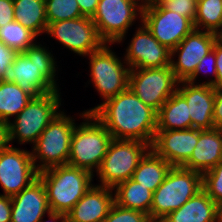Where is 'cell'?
Returning a JSON list of instances; mask_svg holds the SVG:
<instances>
[{
	"label": "cell",
	"mask_w": 222,
	"mask_h": 222,
	"mask_svg": "<svg viewBox=\"0 0 222 222\" xmlns=\"http://www.w3.org/2000/svg\"><path fill=\"white\" fill-rule=\"evenodd\" d=\"M92 113L110 132L113 139L136 140L151 146L157 112L144 104L129 88L92 109Z\"/></svg>",
	"instance_id": "1"
},
{
	"label": "cell",
	"mask_w": 222,
	"mask_h": 222,
	"mask_svg": "<svg viewBox=\"0 0 222 222\" xmlns=\"http://www.w3.org/2000/svg\"><path fill=\"white\" fill-rule=\"evenodd\" d=\"M53 54L35 43L24 53H17L9 68L7 80L16 83L33 98L59 90Z\"/></svg>",
	"instance_id": "2"
},
{
	"label": "cell",
	"mask_w": 222,
	"mask_h": 222,
	"mask_svg": "<svg viewBox=\"0 0 222 222\" xmlns=\"http://www.w3.org/2000/svg\"><path fill=\"white\" fill-rule=\"evenodd\" d=\"M94 174L70 165L48 168L38 173L47 192L50 211L67 215L93 186Z\"/></svg>",
	"instance_id": "3"
},
{
	"label": "cell",
	"mask_w": 222,
	"mask_h": 222,
	"mask_svg": "<svg viewBox=\"0 0 222 222\" xmlns=\"http://www.w3.org/2000/svg\"><path fill=\"white\" fill-rule=\"evenodd\" d=\"M81 114L85 122L75 125L67 164L93 174L94 168L99 169L113 137L92 113Z\"/></svg>",
	"instance_id": "4"
},
{
	"label": "cell",
	"mask_w": 222,
	"mask_h": 222,
	"mask_svg": "<svg viewBox=\"0 0 222 222\" xmlns=\"http://www.w3.org/2000/svg\"><path fill=\"white\" fill-rule=\"evenodd\" d=\"M201 189V173L173 166L163 183L153 192L150 219L162 221Z\"/></svg>",
	"instance_id": "5"
},
{
	"label": "cell",
	"mask_w": 222,
	"mask_h": 222,
	"mask_svg": "<svg viewBox=\"0 0 222 222\" xmlns=\"http://www.w3.org/2000/svg\"><path fill=\"white\" fill-rule=\"evenodd\" d=\"M75 125L74 119L61 111L42 131L31 152L38 172L54 166L67 165Z\"/></svg>",
	"instance_id": "6"
},
{
	"label": "cell",
	"mask_w": 222,
	"mask_h": 222,
	"mask_svg": "<svg viewBox=\"0 0 222 222\" xmlns=\"http://www.w3.org/2000/svg\"><path fill=\"white\" fill-rule=\"evenodd\" d=\"M59 90L32 98L27 106L9 122V142L18 139L19 144L37 141L42 131L61 110ZM59 110V112H58Z\"/></svg>",
	"instance_id": "7"
},
{
	"label": "cell",
	"mask_w": 222,
	"mask_h": 222,
	"mask_svg": "<svg viewBox=\"0 0 222 222\" xmlns=\"http://www.w3.org/2000/svg\"><path fill=\"white\" fill-rule=\"evenodd\" d=\"M150 145L136 140L113 139L98 170L100 186L115 188L131 179Z\"/></svg>",
	"instance_id": "8"
},
{
	"label": "cell",
	"mask_w": 222,
	"mask_h": 222,
	"mask_svg": "<svg viewBox=\"0 0 222 222\" xmlns=\"http://www.w3.org/2000/svg\"><path fill=\"white\" fill-rule=\"evenodd\" d=\"M142 10L143 3L140 0H99L91 19L100 38L111 46L125 39L126 32L138 15L142 18Z\"/></svg>",
	"instance_id": "9"
},
{
	"label": "cell",
	"mask_w": 222,
	"mask_h": 222,
	"mask_svg": "<svg viewBox=\"0 0 222 222\" xmlns=\"http://www.w3.org/2000/svg\"><path fill=\"white\" fill-rule=\"evenodd\" d=\"M90 77L97 92L107 100L128 89L130 67L124 66L121 58L105 43L99 50L91 52ZM127 67V68H126Z\"/></svg>",
	"instance_id": "10"
},
{
	"label": "cell",
	"mask_w": 222,
	"mask_h": 222,
	"mask_svg": "<svg viewBox=\"0 0 222 222\" xmlns=\"http://www.w3.org/2000/svg\"><path fill=\"white\" fill-rule=\"evenodd\" d=\"M178 84L171 66L130 69L128 88L156 112L177 91Z\"/></svg>",
	"instance_id": "11"
},
{
	"label": "cell",
	"mask_w": 222,
	"mask_h": 222,
	"mask_svg": "<svg viewBox=\"0 0 222 222\" xmlns=\"http://www.w3.org/2000/svg\"><path fill=\"white\" fill-rule=\"evenodd\" d=\"M46 33L80 56H88L105 44L93 20L86 16L49 23Z\"/></svg>",
	"instance_id": "12"
},
{
	"label": "cell",
	"mask_w": 222,
	"mask_h": 222,
	"mask_svg": "<svg viewBox=\"0 0 222 222\" xmlns=\"http://www.w3.org/2000/svg\"><path fill=\"white\" fill-rule=\"evenodd\" d=\"M31 152L10 145L0 153V185L5 196L13 197L38 178Z\"/></svg>",
	"instance_id": "13"
},
{
	"label": "cell",
	"mask_w": 222,
	"mask_h": 222,
	"mask_svg": "<svg viewBox=\"0 0 222 222\" xmlns=\"http://www.w3.org/2000/svg\"><path fill=\"white\" fill-rule=\"evenodd\" d=\"M141 22L157 41L174 49L193 29V22L164 6L143 7Z\"/></svg>",
	"instance_id": "14"
},
{
	"label": "cell",
	"mask_w": 222,
	"mask_h": 222,
	"mask_svg": "<svg viewBox=\"0 0 222 222\" xmlns=\"http://www.w3.org/2000/svg\"><path fill=\"white\" fill-rule=\"evenodd\" d=\"M216 39L215 33L194 28L171 50L170 66L179 82L187 81L194 74L200 60L213 49ZM175 53L178 61L173 60Z\"/></svg>",
	"instance_id": "15"
},
{
	"label": "cell",
	"mask_w": 222,
	"mask_h": 222,
	"mask_svg": "<svg viewBox=\"0 0 222 222\" xmlns=\"http://www.w3.org/2000/svg\"><path fill=\"white\" fill-rule=\"evenodd\" d=\"M128 45L123 61L131 69L170 66L171 50L160 44L143 23Z\"/></svg>",
	"instance_id": "16"
},
{
	"label": "cell",
	"mask_w": 222,
	"mask_h": 222,
	"mask_svg": "<svg viewBox=\"0 0 222 222\" xmlns=\"http://www.w3.org/2000/svg\"><path fill=\"white\" fill-rule=\"evenodd\" d=\"M199 140V129L156 130L150 149L172 166H182Z\"/></svg>",
	"instance_id": "17"
},
{
	"label": "cell",
	"mask_w": 222,
	"mask_h": 222,
	"mask_svg": "<svg viewBox=\"0 0 222 222\" xmlns=\"http://www.w3.org/2000/svg\"><path fill=\"white\" fill-rule=\"evenodd\" d=\"M177 91L187 102L191 128L199 130L215 128L213 122L215 88L213 86L181 81L178 84Z\"/></svg>",
	"instance_id": "18"
},
{
	"label": "cell",
	"mask_w": 222,
	"mask_h": 222,
	"mask_svg": "<svg viewBox=\"0 0 222 222\" xmlns=\"http://www.w3.org/2000/svg\"><path fill=\"white\" fill-rule=\"evenodd\" d=\"M11 202V222H40L50 212L46 188L39 177L11 197Z\"/></svg>",
	"instance_id": "19"
},
{
	"label": "cell",
	"mask_w": 222,
	"mask_h": 222,
	"mask_svg": "<svg viewBox=\"0 0 222 222\" xmlns=\"http://www.w3.org/2000/svg\"><path fill=\"white\" fill-rule=\"evenodd\" d=\"M112 190L93 184L66 215L67 222H103L115 202Z\"/></svg>",
	"instance_id": "20"
},
{
	"label": "cell",
	"mask_w": 222,
	"mask_h": 222,
	"mask_svg": "<svg viewBox=\"0 0 222 222\" xmlns=\"http://www.w3.org/2000/svg\"><path fill=\"white\" fill-rule=\"evenodd\" d=\"M220 161H222V129L199 130L198 143L182 167L203 175Z\"/></svg>",
	"instance_id": "21"
},
{
	"label": "cell",
	"mask_w": 222,
	"mask_h": 222,
	"mask_svg": "<svg viewBox=\"0 0 222 222\" xmlns=\"http://www.w3.org/2000/svg\"><path fill=\"white\" fill-rule=\"evenodd\" d=\"M161 222H220V207L202 188Z\"/></svg>",
	"instance_id": "22"
},
{
	"label": "cell",
	"mask_w": 222,
	"mask_h": 222,
	"mask_svg": "<svg viewBox=\"0 0 222 222\" xmlns=\"http://www.w3.org/2000/svg\"><path fill=\"white\" fill-rule=\"evenodd\" d=\"M191 128V118L185 98L176 91L157 112L156 130H186Z\"/></svg>",
	"instance_id": "23"
},
{
	"label": "cell",
	"mask_w": 222,
	"mask_h": 222,
	"mask_svg": "<svg viewBox=\"0 0 222 222\" xmlns=\"http://www.w3.org/2000/svg\"><path fill=\"white\" fill-rule=\"evenodd\" d=\"M172 167L150 149L140 160L132 179L154 192L163 183Z\"/></svg>",
	"instance_id": "24"
},
{
	"label": "cell",
	"mask_w": 222,
	"mask_h": 222,
	"mask_svg": "<svg viewBox=\"0 0 222 222\" xmlns=\"http://www.w3.org/2000/svg\"><path fill=\"white\" fill-rule=\"evenodd\" d=\"M113 190L115 191L114 201L117 205L142 211L148 214L150 218L153 198V192L151 190L135 182L132 178L118 184Z\"/></svg>",
	"instance_id": "25"
},
{
	"label": "cell",
	"mask_w": 222,
	"mask_h": 222,
	"mask_svg": "<svg viewBox=\"0 0 222 222\" xmlns=\"http://www.w3.org/2000/svg\"><path fill=\"white\" fill-rule=\"evenodd\" d=\"M14 20L32 31L37 37L46 33L45 0H13Z\"/></svg>",
	"instance_id": "26"
},
{
	"label": "cell",
	"mask_w": 222,
	"mask_h": 222,
	"mask_svg": "<svg viewBox=\"0 0 222 222\" xmlns=\"http://www.w3.org/2000/svg\"><path fill=\"white\" fill-rule=\"evenodd\" d=\"M33 97L23 91L16 83L0 79V121L9 123L17 116Z\"/></svg>",
	"instance_id": "27"
},
{
	"label": "cell",
	"mask_w": 222,
	"mask_h": 222,
	"mask_svg": "<svg viewBox=\"0 0 222 222\" xmlns=\"http://www.w3.org/2000/svg\"><path fill=\"white\" fill-rule=\"evenodd\" d=\"M35 38L37 36L32 31L15 20L0 27V41L16 53H24L33 46Z\"/></svg>",
	"instance_id": "28"
},
{
	"label": "cell",
	"mask_w": 222,
	"mask_h": 222,
	"mask_svg": "<svg viewBox=\"0 0 222 222\" xmlns=\"http://www.w3.org/2000/svg\"><path fill=\"white\" fill-rule=\"evenodd\" d=\"M193 25L195 29H204V31L216 34L222 27V0H202L198 2Z\"/></svg>",
	"instance_id": "29"
},
{
	"label": "cell",
	"mask_w": 222,
	"mask_h": 222,
	"mask_svg": "<svg viewBox=\"0 0 222 222\" xmlns=\"http://www.w3.org/2000/svg\"><path fill=\"white\" fill-rule=\"evenodd\" d=\"M47 23L83 17L76 0H45Z\"/></svg>",
	"instance_id": "30"
},
{
	"label": "cell",
	"mask_w": 222,
	"mask_h": 222,
	"mask_svg": "<svg viewBox=\"0 0 222 222\" xmlns=\"http://www.w3.org/2000/svg\"><path fill=\"white\" fill-rule=\"evenodd\" d=\"M202 188L219 206H222V161L202 175Z\"/></svg>",
	"instance_id": "31"
},
{
	"label": "cell",
	"mask_w": 222,
	"mask_h": 222,
	"mask_svg": "<svg viewBox=\"0 0 222 222\" xmlns=\"http://www.w3.org/2000/svg\"><path fill=\"white\" fill-rule=\"evenodd\" d=\"M149 220L148 214L121 207L114 202L103 222H148Z\"/></svg>",
	"instance_id": "32"
},
{
	"label": "cell",
	"mask_w": 222,
	"mask_h": 222,
	"mask_svg": "<svg viewBox=\"0 0 222 222\" xmlns=\"http://www.w3.org/2000/svg\"><path fill=\"white\" fill-rule=\"evenodd\" d=\"M167 10L189 18L194 22L197 14L196 0H171L163 5Z\"/></svg>",
	"instance_id": "33"
},
{
	"label": "cell",
	"mask_w": 222,
	"mask_h": 222,
	"mask_svg": "<svg viewBox=\"0 0 222 222\" xmlns=\"http://www.w3.org/2000/svg\"><path fill=\"white\" fill-rule=\"evenodd\" d=\"M212 67H208L210 66ZM205 67V68H204ZM211 70L209 71L212 75H214V79L208 80L206 82L200 83V84H207L213 86L214 83L216 82V77H217V69H216V55L213 50H211L207 55H205L201 60L200 63L197 65L194 74L187 80V82L195 84V80L198 77L199 73L203 72L207 73V69Z\"/></svg>",
	"instance_id": "34"
},
{
	"label": "cell",
	"mask_w": 222,
	"mask_h": 222,
	"mask_svg": "<svg viewBox=\"0 0 222 222\" xmlns=\"http://www.w3.org/2000/svg\"><path fill=\"white\" fill-rule=\"evenodd\" d=\"M17 53L0 41V79H7L9 68Z\"/></svg>",
	"instance_id": "35"
},
{
	"label": "cell",
	"mask_w": 222,
	"mask_h": 222,
	"mask_svg": "<svg viewBox=\"0 0 222 222\" xmlns=\"http://www.w3.org/2000/svg\"><path fill=\"white\" fill-rule=\"evenodd\" d=\"M14 21L13 0H0V27Z\"/></svg>",
	"instance_id": "36"
},
{
	"label": "cell",
	"mask_w": 222,
	"mask_h": 222,
	"mask_svg": "<svg viewBox=\"0 0 222 222\" xmlns=\"http://www.w3.org/2000/svg\"><path fill=\"white\" fill-rule=\"evenodd\" d=\"M213 122L215 128L222 129V88H215Z\"/></svg>",
	"instance_id": "37"
},
{
	"label": "cell",
	"mask_w": 222,
	"mask_h": 222,
	"mask_svg": "<svg viewBox=\"0 0 222 222\" xmlns=\"http://www.w3.org/2000/svg\"><path fill=\"white\" fill-rule=\"evenodd\" d=\"M216 55V69L217 77L216 82L214 83V88H222V42L216 39L213 49Z\"/></svg>",
	"instance_id": "38"
},
{
	"label": "cell",
	"mask_w": 222,
	"mask_h": 222,
	"mask_svg": "<svg viewBox=\"0 0 222 222\" xmlns=\"http://www.w3.org/2000/svg\"><path fill=\"white\" fill-rule=\"evenodd\" d=\"M11 197L0 194V222H11Z\"/></svg>",
	"instance_id": "39"
},
{
	"label": "cell",
	"mask_w": 222,
	"mask_h": 222,
	"mask_svg": "<svg viewBox=\"0 0 222 222\" xmlns=\"http://www.w3.org/2000/svg\"><path fill=\"white\" fill-rule=\"evenodd\" d=\"M83 16L92 18L97 10L99 0H76Z\"/></svg>",
	"instance_id": "40"
},
{
	"label": "cell",
	"mask_w": 222,
	"mask_h": 222,
	"mask_svg": "<svg viewBox=\"0 0 222 222\" xmlns=\"http://www.w3.org/2000/svg\"><path fill=\"white\" fill-rule=\"evenodd\" d=\"M11 144L9 142V125L0 121V153L6 150Z\"/></svg>",
	"instance_id": "41"
},
{
	"label": "cell",
	"mask_w": 222,
	"mask_h": 222,
	"mask_svg": "<svg viewBox=\"0 0 222 222\" xmlns=\"http://www.w3.org/2000/svg\"><path fill=\"white\" fill-rule=\"evenodd\" d=\"M47 214L50 217L49 219L51 220V222H57L58 220H60L59 222H67V216L64 214L57 213L55 211H50ZM40 222H43V220L41 219ZM44 222H49V221H44Z\"/></svg>",
	"instance_id": "42"
},
{
	"label": "cell",
	"mask_w": 222,
	"mask_h": 222,
	"mask_svg": "<svg viewBox=\"0 0 222 222\" xmlns=\"http://www.w3.org/2000/svg\"><path fill=\"white\" fill-rule=\"evenodd\" d=\"M169 1L171 0H145L143 2V7H159L163 6Z\"/></svg>",
	"instance_id": "43"
},
{
	"label": "cell",
	"mask_w": 222,
	"mask_h": 222,
	"mask_svg": "<svg viewBox=\"0 0 222 222\" xmlns=\"http://www.w3.org/2000/svg\"><path fill=\"white\" fill-rule=\"evenodd\" d=\"M216 37H217V40L222 42V27L221 29L216 33Z\"/></svg>",
	"instance_id": "44"
},
{
	"label": "cell",
	"mask_w": 222,
	"mask_h": 222,
	"mask_svg": "<svg viewBox=\"0 0 222 222\" xmlns=\"http://www.w3.org/2000/svg\"><path fill=\"white\" fill-rule=\"evenodd\" d=\"M220 222H222V206L220 207Z\"/></svg>",
	"instance_id": "45"
},
{
	"label": "cell",
	"mask_w": 222,
	"mask_h": 222,
	"mask_svg": "<svg viewBox=\"0 0 222 222\" xmlns=\"http://www.w3.org/2000/svg\"><path fill=\"white\" fill-rule=\"evenodd\" d=\"M148 222H161V221L150 219Z\"/></svg>",
	"instance_id": "46"
}]
</instances>
